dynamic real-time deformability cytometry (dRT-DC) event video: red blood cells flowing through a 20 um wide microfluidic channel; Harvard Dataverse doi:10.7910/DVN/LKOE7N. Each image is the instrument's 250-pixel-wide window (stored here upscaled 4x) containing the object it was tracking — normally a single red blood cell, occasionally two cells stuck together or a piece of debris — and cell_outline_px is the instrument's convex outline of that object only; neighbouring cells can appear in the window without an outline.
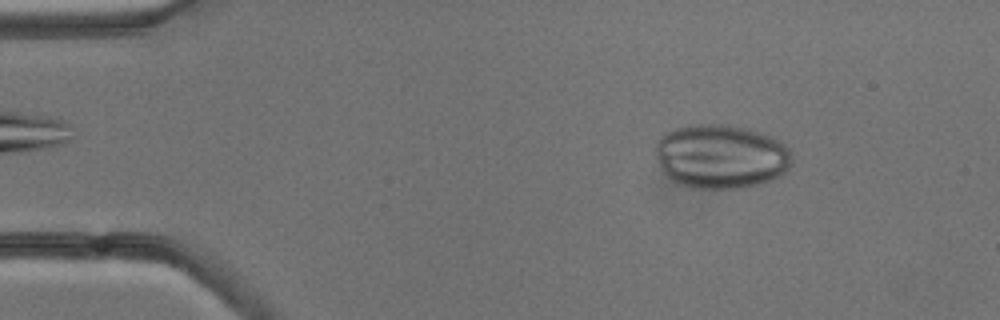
{"species": "common noctule bat (a hibernating species)", "species_latin": "Nyctalus noctula", "temperature_condition": "cold", "stored_images_in_passage": 48, "camera_frame_rate_fps": 3000, "um_per_image_px": 0.085, "animal": {"sex": "male", "body_mass_g": 13.3}, "frame": {"image": 1, "passage_image": 3, "time_ms": 0.667, "image_size_px": [1000, 320], "cell_outline_px": [[792, 164], [780, 176], [756, 184], [740, 188], [688, 188], [676, 184], [664, 176], [660, 172], [652, 148], [656, 140], [660, 136], [676, 128], [688, 124], [728, 124], [744, 128], [772, 136], [780, 140], [788, 148], [792, 160]], "centroid_in_image_um": [61.18, 13.3], "position_along_channel_um": 23.8, "area_um2": 51.9}}
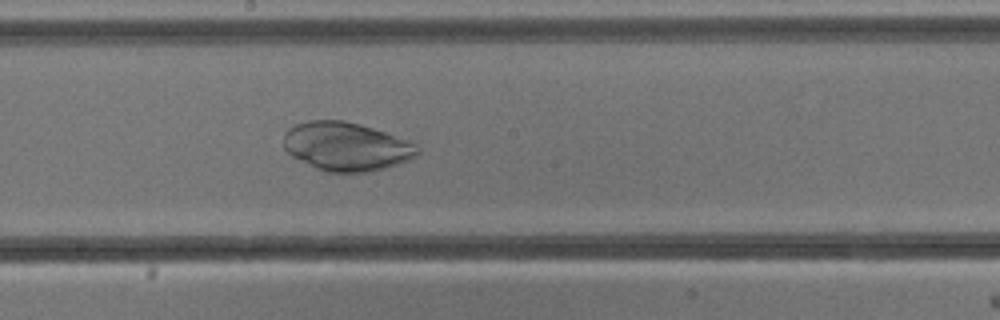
{"frame": {"image": 2, "passage_image": 24, "time_ms": 7.667, "image_size_px": [1000, 320], "cell_outline_px": [[420, 152], [416, 156], [408, 160], [384, 168], [368, 172], [328, 172], [316, 168], [292, 156], [284, 148], [284, 132], [288, 128], [296, 124], [308, 120], [344, 120], [360, 124], [412, 140], [420, 148]], "centroid_in_image_um": [29.46, 12.44], "position_along_channel_um": 218.7, "area_um2": 38.15}}
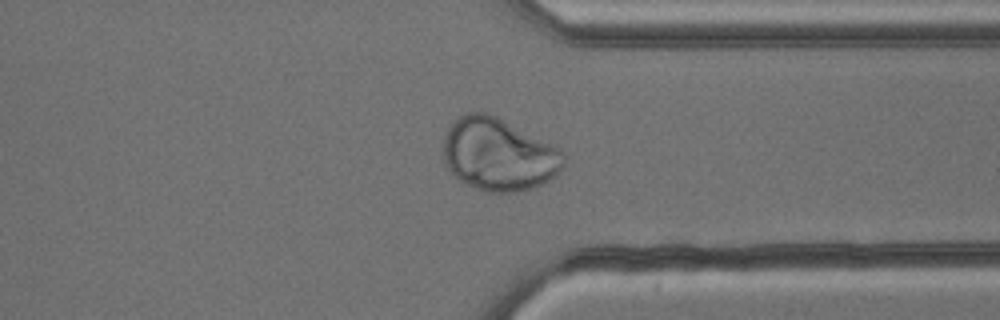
{"frame": {"image": 3, "passage_image": 36, "time_ms": 11.667, "image_size_px": [1000, 320], "cell_outline_px": [[564, 164], [560, 172], [556, 176], [532, 188], [512, 192], [488, 192], [464, 184], [452, 176], [444, 160], [444, 136], [448, 128], [456, 116], [468, 112], [484, 112], [496, 116], [564, 152]], "centroid_in_image_um": [42.33, 13.14], "position_along_channel_um": 369.1, "area_um2": 50.69}}